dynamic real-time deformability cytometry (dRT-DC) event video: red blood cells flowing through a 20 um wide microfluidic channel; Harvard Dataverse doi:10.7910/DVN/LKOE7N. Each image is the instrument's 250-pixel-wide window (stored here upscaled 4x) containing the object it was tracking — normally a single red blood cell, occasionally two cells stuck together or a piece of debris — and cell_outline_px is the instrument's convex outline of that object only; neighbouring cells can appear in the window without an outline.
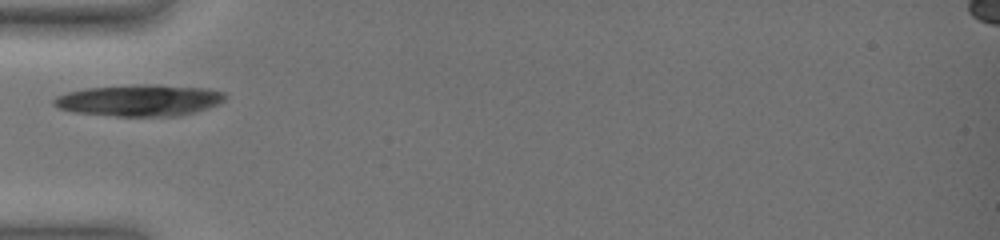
{"species": "common noctule bat (a hibernating species)", "species_latin": "Nyctalus noctula", "temperature_condition": "warm", "stored_images_in_passage": 25, "camera_frame_rate_fps": 3000, "um_per_image_px": 0.085, "animal": {"sex": "female", "body_mass_g": 19.0, "forearm_length_mm": 51.5}, "frame": {"image": 1, "passage_image": 1, "time_ms": 0.0, "image_size_px": [1000, 240], "cell_outline_px": [[228, 96], [224, 100], [216, 104], [192, 112], [172, 116], [116, 116], [76, 112], [60, 108], [52, 104], [52, 100], [56, 96], [68, 92], [88, 88], [140, 84], [156, 84], [208, 88], [224, 92]], "centroid_in_image_um": [11.85, 8.51], "position_along_channel_um": 73.2, "area_um2": 31.21}}
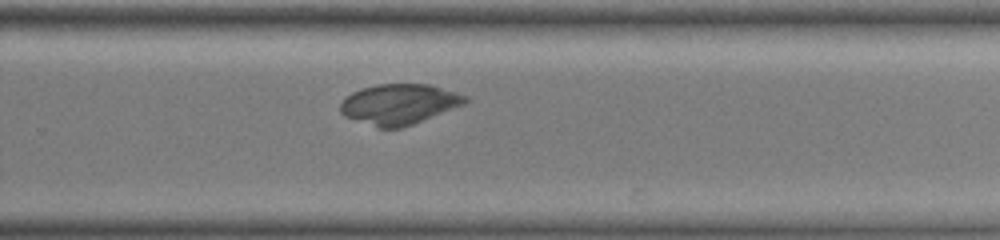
{"frame": {"image": 2, "passage_image": 20, "time_ms": 6.333, "image_size_px": [1000, 240], "cell_outline_px": [[468, 100], [464, 104], [412, 124], [400, 128], [380, 128], [344, 116], [340, 112], [340, 104], [344, 96], [360, 88], [376, 84], [428, 84], [456, 92], [468, 96]], "centroid_in_image_um": [33.88, 8.84], "position_along_channel_um": 295.9, "area_um2": 29.25}}
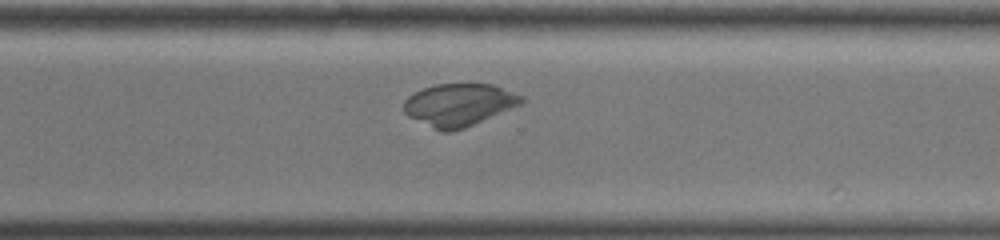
{"frame": {"image": 3, "passage_image": 23, "time_ms": 7.333, "image_size_px": [1000, 240], "cell_outline_px": [[524, 104], [464, 128], [452, 132], [444, 132], [408, 116], [404, 112], [404, 100], [408, 96], [424, 88], [436, 84], [492, 84], [524, 96]], "centroid_in_image_um": [39.06, 8.9], "position_along_channel_um": 331.5, "area_um2": 29.02}}